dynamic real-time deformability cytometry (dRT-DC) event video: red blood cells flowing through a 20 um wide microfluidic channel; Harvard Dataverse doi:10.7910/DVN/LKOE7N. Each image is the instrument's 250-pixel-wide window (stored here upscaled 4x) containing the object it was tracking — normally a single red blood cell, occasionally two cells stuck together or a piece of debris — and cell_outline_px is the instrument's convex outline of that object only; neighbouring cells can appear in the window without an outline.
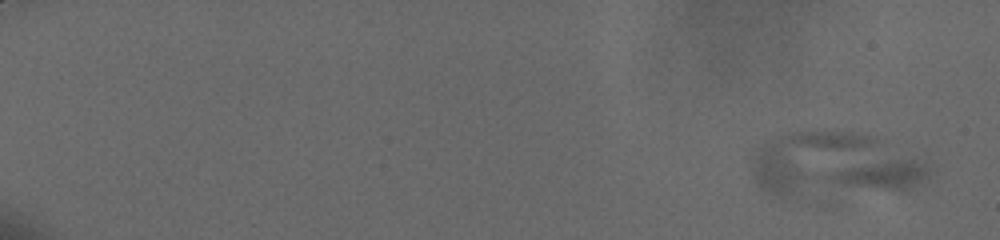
{"species": "human", "species_latin": "Homo sapiens", "temperature_condition": "cold", "stored_images_in_passage": 16, "camera_frame_rate_fps": 3000, "um_per_image_px": 0.085, "donor": {"sex": "male"}, "frame": {"image": 1, "passage_image": 1, "time_ms": 0.0, "image_size_px": [1000, 240], "cell_outline_px": [[928, 176], [920, 184], [904, 192], [784, 196], [780, 196], [764, 192], [760, 188], [752, 176], [752, 156], [760, 148], [796, 132], [816, 128], [852, 132], [868, 136], [924, 164], [928, 172]], "centroid_in_image_um": [70.85, 14.07], "position_along_channel_um": 14.1, "area_um2": 65.6}}
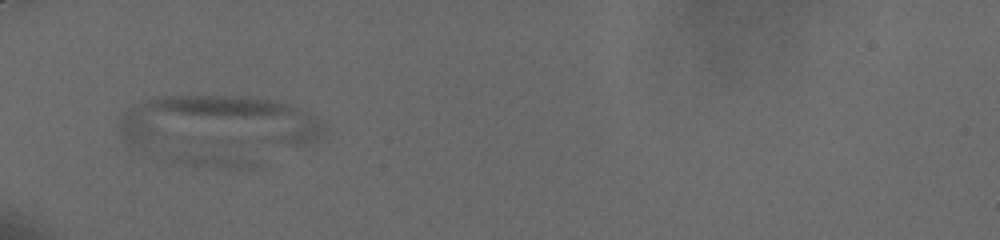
{"frame": {"image": 2, "passage_image": 11, "time_ms": 6.667, "image_size_px": [1000, 240], "cell_outline_px": [[324, 132], [312, 140], [300, 144], [132, 144], [124, 140], [120, 136], [120, 120], [124, 112], [148, 100], [160, 96], [240, 96], [276, 100], [288, 104], [312, 116], [324, 124]], "centroid_in_image_um": [18.49, 10.35], "position_along_channel_um": 66.5, "area_um2": 61.56}}